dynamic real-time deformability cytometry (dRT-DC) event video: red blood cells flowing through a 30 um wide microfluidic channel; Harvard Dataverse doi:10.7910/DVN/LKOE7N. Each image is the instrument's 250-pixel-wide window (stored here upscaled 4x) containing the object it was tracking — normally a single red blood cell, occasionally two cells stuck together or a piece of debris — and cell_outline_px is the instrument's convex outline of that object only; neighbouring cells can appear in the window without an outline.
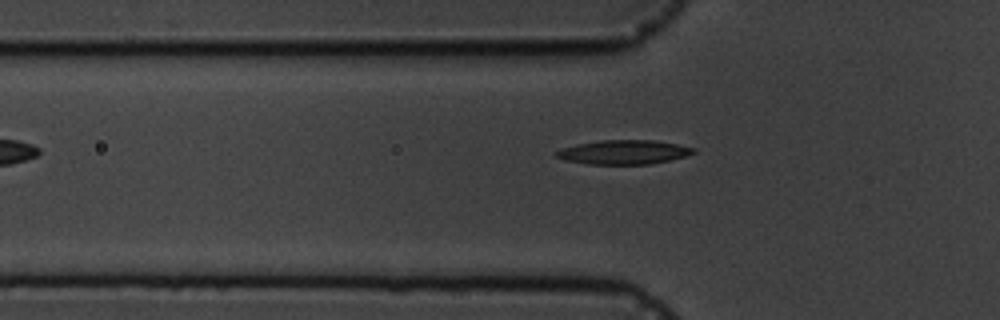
{"species": "common noctule bat (a hibernating species)", "species_latin": "Nyctalus noctula", "temperature_condition": "cold", "stored_images_in_passage": 5, "camera_frame_rate_fps": 3000, "um_per_image_px": 0.085, "animal": {"sex": "male", "body_mass_g": 19.5, "forearm_length_mm": 54.6}, "frame": {"image": 1, "passage_image": 5, "time_ms": 5.333, "image_size_px": [1000, 320], "cell_outline_px": [[696, 152], [684, 156], [652, 164], [588, 164], [564, 160], [556, 156], [552, 152], [560, 148], [576, 144], [600, 140], [652, 140], [676, 144], [696, 148]], "centroid_in_image_um": [52.95, 12.93], "position_along_channel_um": 72.8, "area_um2": 19.36}}